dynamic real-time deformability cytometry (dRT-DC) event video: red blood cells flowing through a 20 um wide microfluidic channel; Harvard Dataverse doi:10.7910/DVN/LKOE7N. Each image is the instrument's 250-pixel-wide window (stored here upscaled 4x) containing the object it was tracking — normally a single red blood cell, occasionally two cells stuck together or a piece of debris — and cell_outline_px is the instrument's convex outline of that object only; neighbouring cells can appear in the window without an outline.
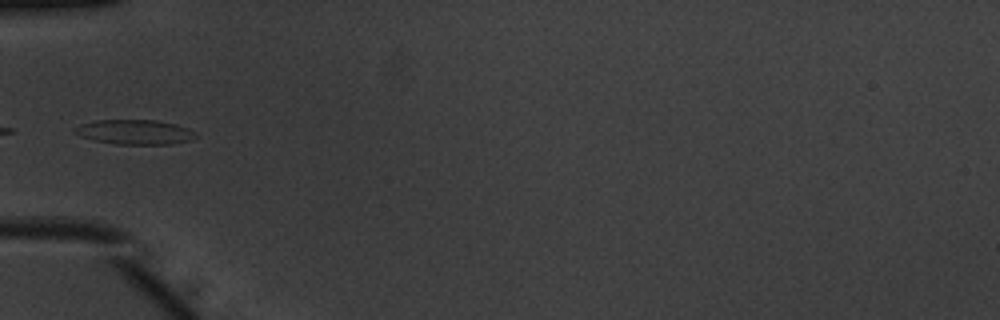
{"species": "common noctule bat (a hibernating species)", "species_latin": "Nyctalus noctula", "temperature_condition": "warm", "stored_images_in_passage": 11, "camera_frame_rate_fps": 3000, "um_per_image_px": 0.085, "animal": {"sex": "male", "body_mass_g": 20.1, "forearm_length_mm": 53.5}, "frame": {"image": 1, "passage_image": 1, "time_ms": 0.0, "image_size_px": [1000, 320], "cell_outline_px": [[196, 136], [192, 140], [172, 144], [116, 144], [96, 140], [80, 136], [72, 132], [72, 128], [80, 124], [96, 120], [156, 120], [176, 124], [188, 128], [196, 132]], "centroid_in_image_um": [11.45, 11.22], "position_along_channel_um": 73.6, "area_um2": 17.51}}